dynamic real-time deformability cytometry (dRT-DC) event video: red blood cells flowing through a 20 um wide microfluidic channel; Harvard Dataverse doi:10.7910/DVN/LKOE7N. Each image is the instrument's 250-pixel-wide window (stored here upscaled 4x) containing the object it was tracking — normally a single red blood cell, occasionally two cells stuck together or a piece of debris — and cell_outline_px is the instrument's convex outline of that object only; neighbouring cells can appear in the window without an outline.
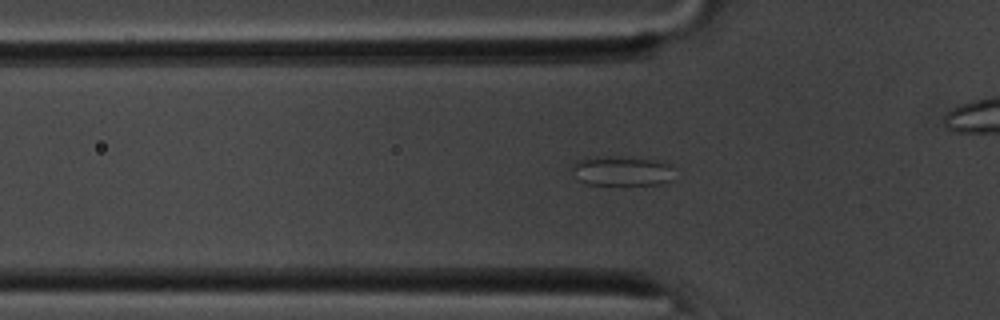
{"species": "common noctule bat (a hibernating species)", "species_latin": "Nyctalus noctula", "temperature_condition": "room temperature", "stored_images_in_passage": 55, "camera_frame_rate_fps": 3000, "um_per_image_px": 0.085, "animal": {"sex": "male", "body_mass_g": 20.1, "forearm_length_mm": 53.5}, "frame": {"image": 1, "passage_image": 17, "time_ms": 5.333, "image_size_px": [1000, 320], "cell_outline_px": [[672, 180], [664, 184], [588, 184], [576, 180], [572, 172], [572, 164], [580, 160], [608, 156], [632, 156], [664, 160], [668, 164]], "centroid_in_image_um": [52.86, 14.51], "position_along_channel_um": 72.9, "area_um2": 17.86}}
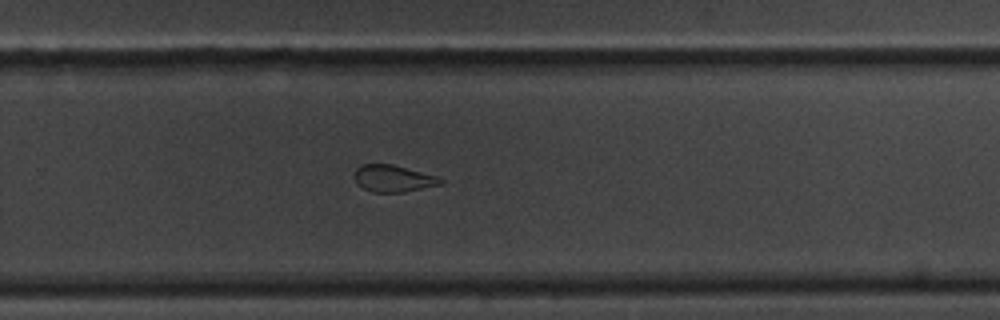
{"frame": {"image": 2, "passage_image": 35, "time_ms": 11.333, "image_size_px": [1000, 320], "cell_outline_px": [[444, 184], [404, 192], [372, 192], [356, 184], [356, 168], [360, 164], [392, 164], [436, 176], [444, 180]], "centroid_in_image_um": [33.44, 15.17], "position_along_channel_um": 296.4, "area_um2": 13.41}}
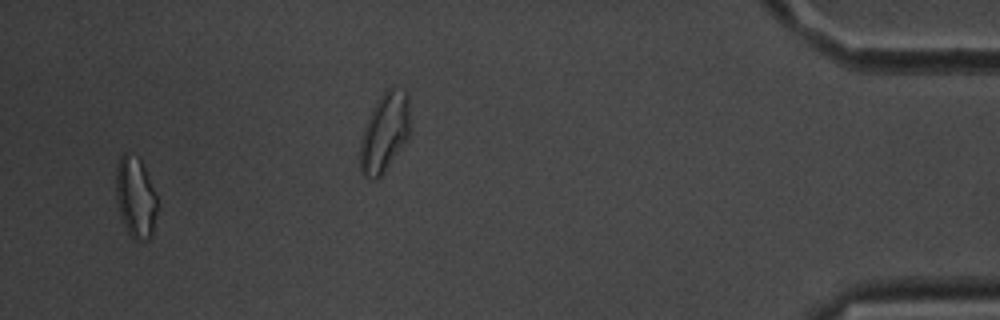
{"frame": {"image": 3, "passage_image": 52, "time_ms": 17.0, "image_size_px": [1000, 320], "cell_outline_px": [[156, 212], [152, 236], [148, 240], [140, 244], [128, 232], [124, 224], [120, 212], [116, 196], [116, 168], [120, 156], [124, 152], [128, 152], [140, 160], [144, 168], [156, 196]], "centroid_in_image_um": [11.51, 16.81], "position_along_channel_um": 423.7, "area_um2": 19.19}, "authors_computed_cell_mechanics": {"area_um2": 16.3574, "velocity_mm_per_s": 3.7147, "shape_relaxation_time_tau1_ms": null, "shape_relaxation_time_tau2_ms": 1.4906, "deformation_change_tau1": null, "deformation_change_tau2": 0.0851}}